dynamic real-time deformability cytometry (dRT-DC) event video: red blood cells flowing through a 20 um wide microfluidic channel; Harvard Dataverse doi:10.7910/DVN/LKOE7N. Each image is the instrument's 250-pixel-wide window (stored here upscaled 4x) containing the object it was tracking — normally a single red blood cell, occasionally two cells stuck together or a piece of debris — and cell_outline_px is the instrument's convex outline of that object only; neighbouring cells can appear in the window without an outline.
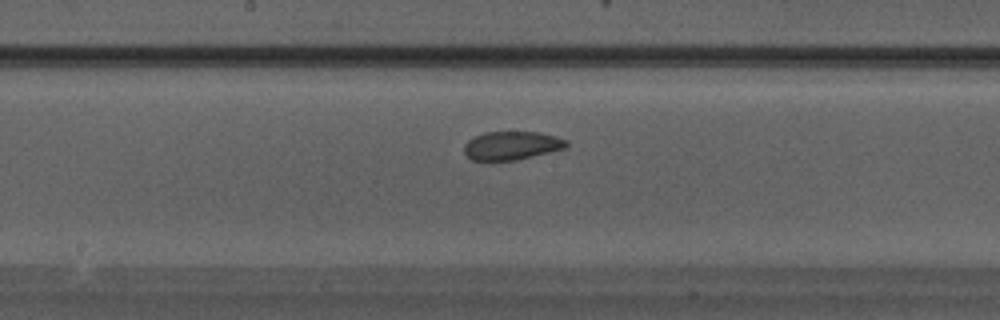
{"species": "Egyptian fruit bat (a non-hibernating species)", "species_latin": "Rousettus aegyptiacus", "temperature_condition": "warm", "stored_images_in_passage": 27, "camera_frame_rate_fps": 3000, "um_per_image_px": 0.085, "animal": {"sex": "male"}, "frame": {"image": 1, "passage_image": 12, "time_ms": 3.667, "image_size_px": [1000, 320], "cell_outline_px": [[568, 148], [516, 160], [472, 160], [464, 152], [464, 144], [472, 136], [484, 132], [540, 132], [556, 136], [568, 140]], "centroid_in_image_um": [43.52, 12.36], "position_along_channel_um": 204.7, "area_um2": 17.17}}